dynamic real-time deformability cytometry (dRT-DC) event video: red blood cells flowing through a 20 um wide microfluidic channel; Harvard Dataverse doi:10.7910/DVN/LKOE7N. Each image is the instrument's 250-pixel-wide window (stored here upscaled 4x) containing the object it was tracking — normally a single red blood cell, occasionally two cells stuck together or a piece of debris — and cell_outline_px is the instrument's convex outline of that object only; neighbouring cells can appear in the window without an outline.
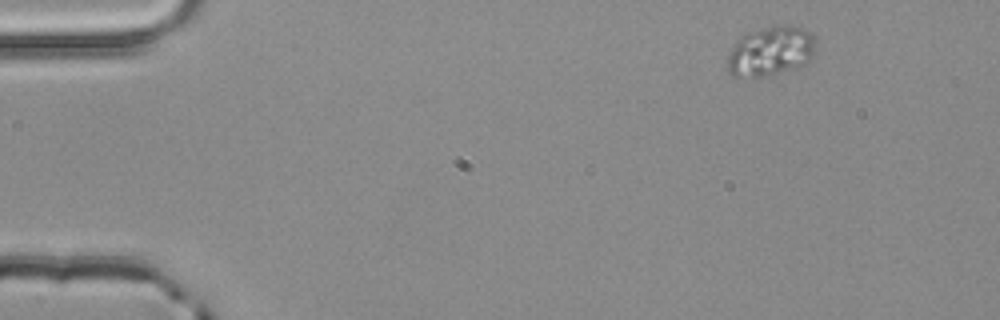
{"species": "common noctule bat (a hibernating species)", "species_latin": "Nyctalus noctula", "temperature_condition": "room temperature", "stored_images_in_passage": 3, "camera_frame_rate_fps": 3000, "um_per_image_px": 0.085, "animal": {"sex": "male", "body_mass_g": 20.4}, "frame": {"image": 1, "passage_image": 1, "time_ms": 0.0, "image_size_px": [1000, 320], "cell_outline_px": [[816, 48], [812, 56], [804, 64], [756, 80], [748, 80], [732, 76], [728, 72], [728, 56], [732, 48], [740, 36], [748, 32], [776, 24], [788, 24], [804, 28], [812, 36]], "centroid_in_image_um": [65.46, 4.37], "position_along_channel_um": 19.5, "area_um2": 26.01}}